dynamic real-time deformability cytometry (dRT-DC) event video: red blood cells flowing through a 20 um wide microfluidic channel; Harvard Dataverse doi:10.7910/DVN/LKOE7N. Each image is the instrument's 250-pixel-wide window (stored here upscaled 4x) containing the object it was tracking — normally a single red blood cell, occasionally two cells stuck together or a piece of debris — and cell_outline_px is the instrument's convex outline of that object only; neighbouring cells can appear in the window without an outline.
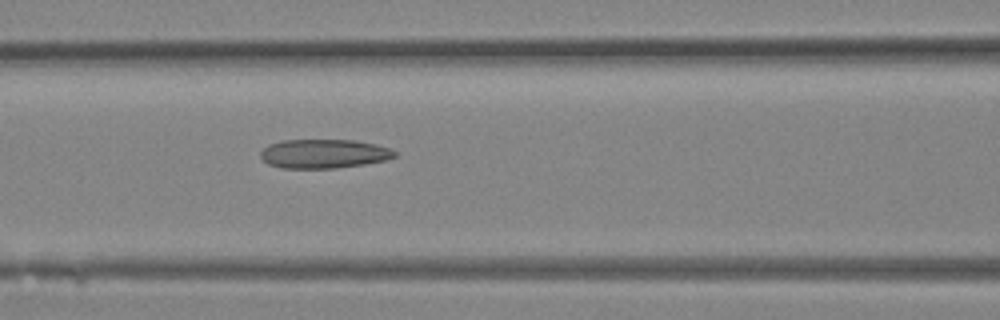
{"species": "Egyptian fruit bat (a non-hibernating species)", "species_latin": "Rousettus aegyptiacus", "temperature_condition": "room temperature", "stored_images_in_passage": 16, "camera_frame_rate_fps": 3000, "um_per_image_px": 0.085, "animal": {"sex": "female"}, "frame": {"image": 1, "passage_image": 14, "time_ms": 4.333, "image_size_px": [1000, 320], "cell_outline_px": [[396, 156], [388, 160], [364, 164], [336, 168], [280, 168], [268, 164], [260, 156], [260, 152], [268, 144], [284, 140], [356, 140], [376, 144], [388, 148], [396, 152]], "centroid_in_image_um": [27.53, 13.07], "position_along_channel_um": 139.1, "area_um2": 22.77}}
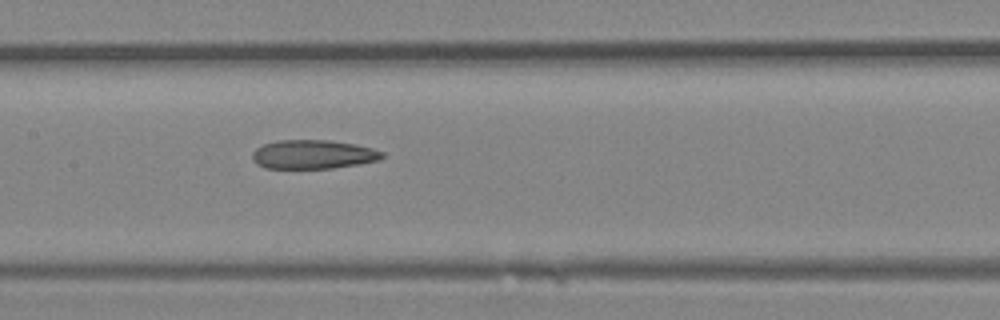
{"frame": {"image": 2, "passage_image": 16, "time_ms": 5.0, "image_size_px": [1000, 320], "cell_outline_px": [[384, 156], [380, 160], [360, 164], [332, 168], [264, 168], [256, 164], [252, 160], [252, 152], [256, 148], [264, 144], [276, 140], [328, 140], [356, 144], [372, 148], [384, 152]], "centroid_in_image_um": [26.61, 13.12], "position_along_channel_um": 180.8, "area_um2": 22.08}}